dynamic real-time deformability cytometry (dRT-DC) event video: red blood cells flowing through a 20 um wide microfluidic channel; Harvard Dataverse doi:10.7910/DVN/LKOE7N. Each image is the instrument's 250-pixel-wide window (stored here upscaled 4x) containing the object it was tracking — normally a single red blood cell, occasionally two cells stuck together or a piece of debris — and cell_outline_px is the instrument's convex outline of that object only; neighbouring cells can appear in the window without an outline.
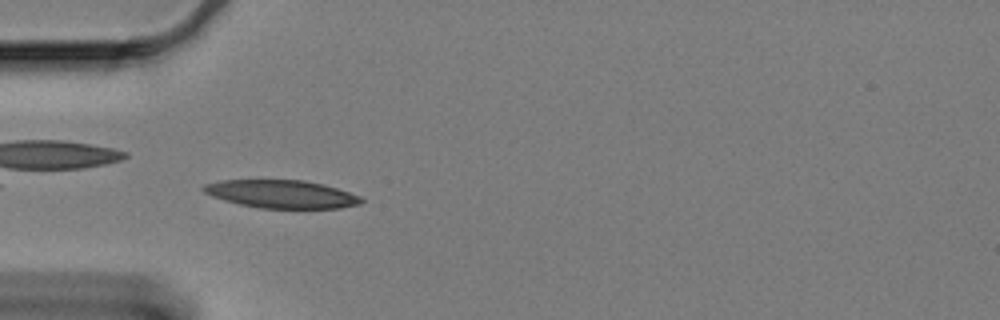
{"species": "Egyptian fruit bat (a non-hibernating species)", "species_latin": "Rousettus aegyptiacus", "temperature_condition": "cold", "stored_images_in_passage": 45, "camera_frame_rate_fps": 3000, "um_per_image_px": 0.085, "animal": {"sex": "female"}, "frame": {"image": 1, "passage_image": 3, "time_ms": 0.667, "image_size_px": [1000, 320], "cell_outline_px": [[364, 200], [360, 204], [340, 208], [260, 208], [240, 204], [224, 200], [212, 196], [204, 192], [200, 188], [204, 184], [220, 180], [304, 180], [324, 184], [360, 196]], "centroid_in_image_um": [23.91, 16.49], "position_along_channel_um": 61.1, "area_um2": 25.72}}
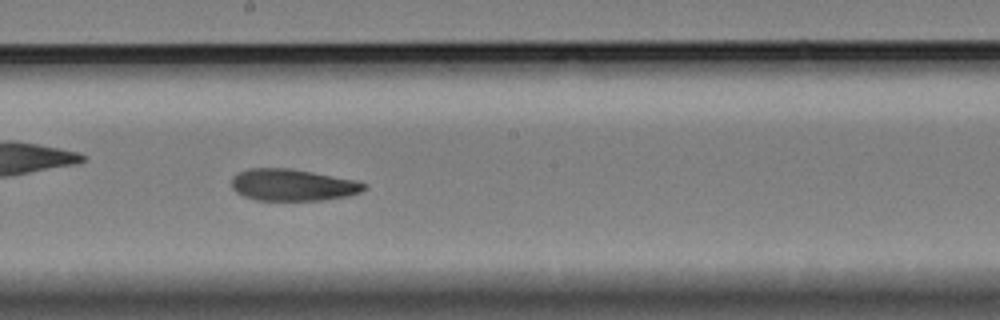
{"frame": {"image": 2, "passage_image": 18, "time_ms": 5.667, "image_size_px": [1000, 320], "cell_outline_px": [[368, 184], [360, 192], [348, 196], [324, 200], [256, 200], [244, 196], [236, 192], [232, 188], [232, 176], [248, 168], [288, 168], [312, 172], [356, 180]], "centroid_in_image_um": [24.87, 15.72], "position_along_channel_um": 223.3, "area_um2": 24.51}}
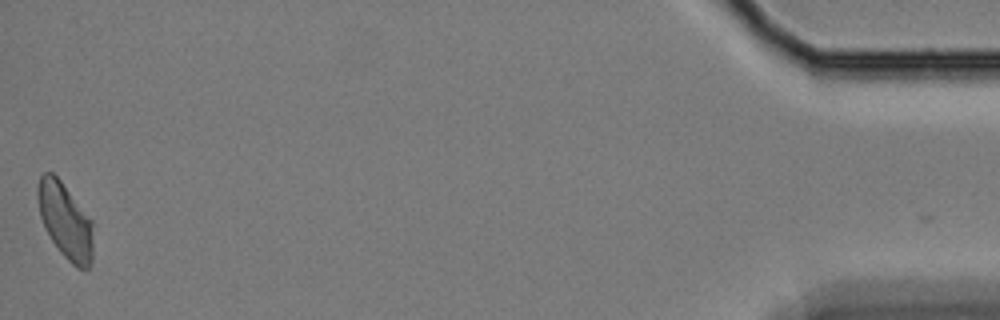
{"frame": {"image": 3, "passage_image": 45, "time_ms": 14.667, "image_size_px": [1000, 320], "cell_outline_px": [[92, 264], [88, 268], [76, 268], [60, 252], [52, 240], [40, 216], [36, 196], [36, 188], [40, 176], [44, 172], [52, 172], [60, 180], [92, 220]], "centroid_in_image_um": [5.54, 18.76], "position_along_channel_um": 429.7, "area_um2": 24.28}, "authors_computed_cell_mechanics": {"area_um2": 25.2008, "velocity_mm_per_s": 3.2887, "shape_relaxation_time_tau1_ms": null, "shape_relaxation_time_tau2_ms": 4.3607, "deformation_change_tau1": null, "deformation_change_tau2": 0.0993}}